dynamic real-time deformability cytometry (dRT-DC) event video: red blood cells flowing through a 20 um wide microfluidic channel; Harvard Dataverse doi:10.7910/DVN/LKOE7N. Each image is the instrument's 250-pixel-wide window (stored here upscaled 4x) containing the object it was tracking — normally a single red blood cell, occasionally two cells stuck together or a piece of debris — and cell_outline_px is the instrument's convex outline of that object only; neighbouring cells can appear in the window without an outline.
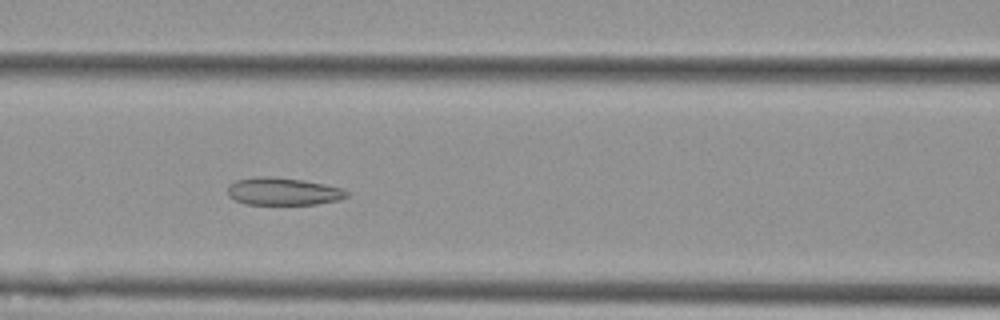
{"species": "Egyptian fruit bat (a non-hibernating species)", "species_latin": "Rousettus aegyptiacus", "temperature_condition": "cold", "stored_images_in_passage": 8, "camera_frame_rate_fps": 3000, "um_per_image_px": 0.085, "animal": {"sex": "female"}, "frame": {"image": 1, "passage_image": 6, "time_ms": 1.667, "image_size_px": [1000, 320], "cell_outline_px": [[348, 196], [340, 200], [316, 204], [248, 204], [236, 200], [228, 196], [228, 184], [236, 180], [256, 176], [272, 176], [304, 180], [344, 188], [348, 192]], "centroid_in_image_um": [24.08, 16.26], "position_along_channel_um": 142.5, "area_um2": 19.25}}
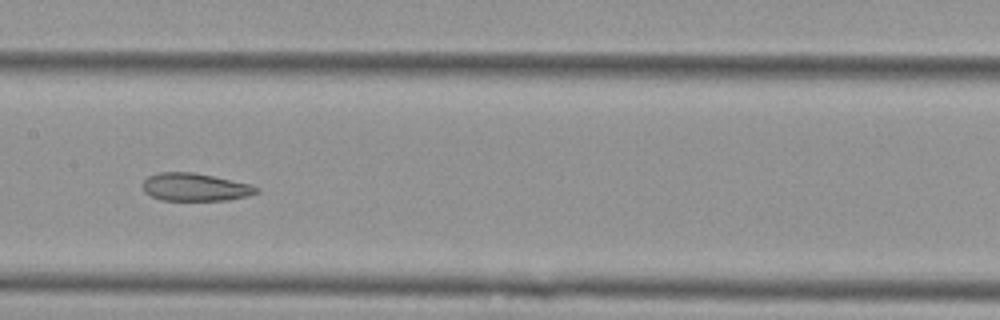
{"frame": {"image": 2, "passage_image": 7, "time_ms": 2.0, "image_size_px": [1000, 320], "cell_outline_px": [[260, 192], [248, 196], [228, 200], [160, 200], [144, 192], [144, 180], [148, 176], [156, 172], [192, 172], [252, 184], [260, 188]], "centroid_in_image_um": [16.62, 15.9], "position_along_channel_um": 190.8, "area_um2": 18.5}}
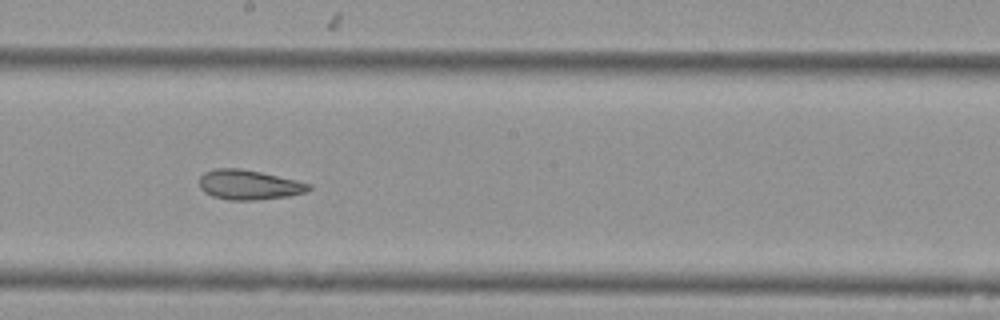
{"frame": {"image": 3, "passage_image": 8, "time_ms": 2.333, "image_size_px": [1000, 320], "cell_outline_px": [[312, 188], [308, 192], [288, 196], [256, 200], [228, 200], [212, 196], [204, 192], [200, 188], [200, 176], [204, 172], [216, 168], [240, 168], [260, 172], [296, 180], [312, 184]], "centroid_in_image_um": [21.17, 15.71], "position_along_channel_um": 227.0, "area_um2": 19.07}}